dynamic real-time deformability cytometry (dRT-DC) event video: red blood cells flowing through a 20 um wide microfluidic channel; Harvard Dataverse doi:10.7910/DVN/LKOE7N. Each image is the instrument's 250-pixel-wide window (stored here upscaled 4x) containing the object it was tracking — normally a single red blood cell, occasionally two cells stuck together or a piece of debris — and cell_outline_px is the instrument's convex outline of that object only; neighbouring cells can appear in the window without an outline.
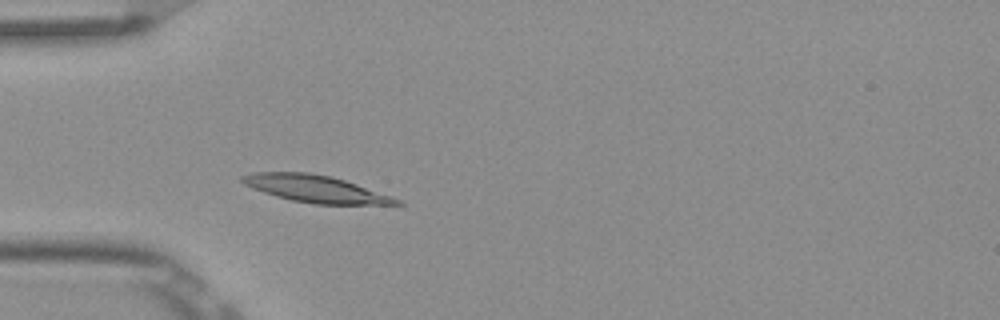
{"species": "Egyptian fruit bat (a non-hibernating species)", "species_latin": "Rousettus aegyptiacus", "temperature_condition": "room temperature", "stored_images_in_passage": 3, "camera_frame_rate_fps": 3000, "um_per_image_px": 0.085, "frame": {"image": 1, "passage_image": 3, "time_ms": 0.667, "image_size_px": [1000, 320], "cell_outline_px": [[404, 204], [316, 204], [292, 200], [276, 196], [252, 188], [244, 184], [240, 180], [240, 176], [252, 172], [308, 172], [332, 176], [392, 196], [400, 200]], "centroid_in_image_um": [26.78, 16.03], "position_along_channel_um": 58.2, "area_um2": 24.16}}